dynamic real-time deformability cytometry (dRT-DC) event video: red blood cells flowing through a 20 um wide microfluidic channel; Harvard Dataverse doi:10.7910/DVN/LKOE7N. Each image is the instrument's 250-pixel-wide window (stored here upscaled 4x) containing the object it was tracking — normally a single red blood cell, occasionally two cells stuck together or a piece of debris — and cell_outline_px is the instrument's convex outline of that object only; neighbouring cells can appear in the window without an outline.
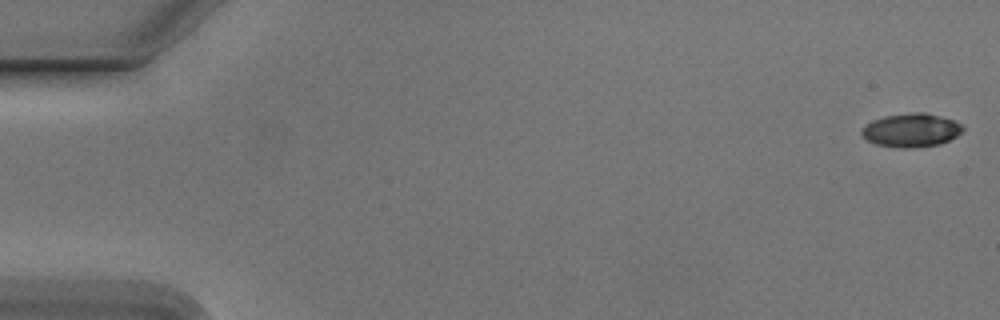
{"species": "Egyptian fruit bat (a non-hibernating species)", "species_latin": "Rousettus aegyptiacus", "temperature_condition": "cold", "stored_images_in_passage": 54, "camera_frame_rate_fps": 3000, "um_per_image_px": 0.085, "animal": {"sex": "male"}, "frame": {"image": 1, "passage_image": 1, "time_ms": 0.0, "image_size_px": [1000, 320], "cell_outline_px": [[964, 128], [956, 136], [940, 144], [912, 148], [904, 148], [876, 144], [860, 136], [860, 132], [872, 120], [884, 116], [912, 112], [924, 112], [940, 116], [952, 120], [960, 124]], "centroid_in_image_um": [77.43, 11.06], "position_along_channel_um": 7.6, "area_um2": 19.59}}
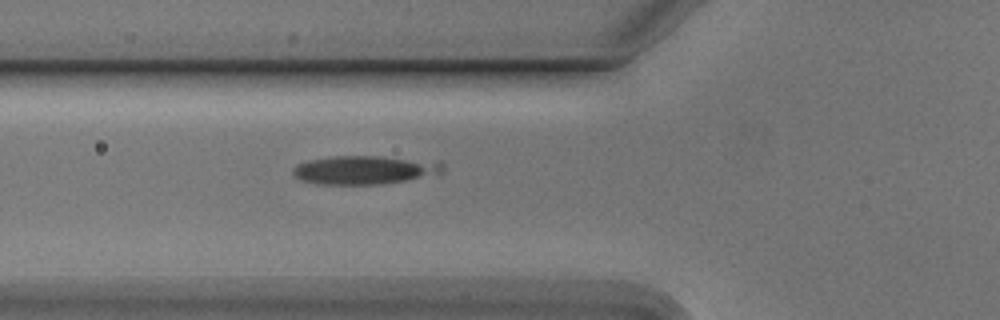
{"frame": {"image": 2, "passage_image": 20, "time_ms": 6.333, "image_size_px": [1000, 320], "cell_outline_px": [[444, 172], [440, 176], [380, 184], [316, 184], [300, 180], [292, 172], [292, 168], [296, 164], [308, 160], [332, 156], [380, 156], [440, 160], [444, 164]], "centroid_in_image_um": [31.12, 14.44], "position_along_channel_um": 94.7, "area_um2": 25.84}}
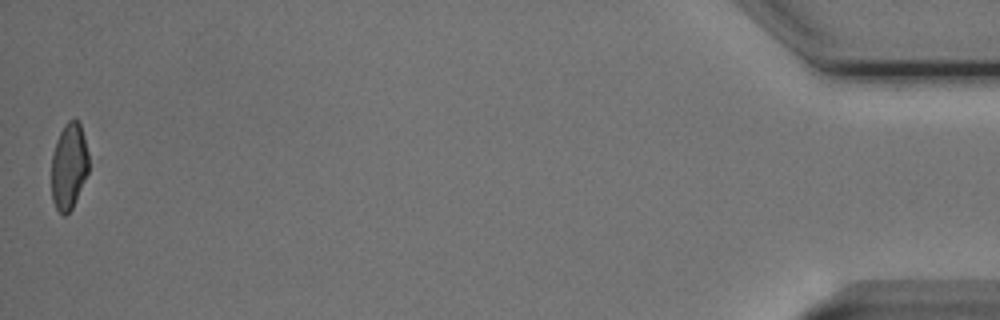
{"frame": {"image": 3, "passage_image": 54, "time_ms": 17.667, "image_size_px": [1000, 320], "cell_outline_px": [[88, 172], [72, 208], [64, 216], [56, 208], [52, 200], [52, 156], [56, 140], [64, 124], [68, 120], [76, 116], [80, 124], [84, 136], [88, 152]], "centroid_in_image_um": [5.86, 14.08], "position_along_channel_um": 429.3, "area_um2": 18.73}, "authors_computed_cell_mechanics": {"area_um2": 19.4497, "velocity_mm_per_s": 3.7652, "shape_relaxation_time_tau1_ms": 1.6221, "shape_relaxation_time_tau2_ms": null, "deformation_change_tau1": 0.3304, "deformation_change_tau2": null}}